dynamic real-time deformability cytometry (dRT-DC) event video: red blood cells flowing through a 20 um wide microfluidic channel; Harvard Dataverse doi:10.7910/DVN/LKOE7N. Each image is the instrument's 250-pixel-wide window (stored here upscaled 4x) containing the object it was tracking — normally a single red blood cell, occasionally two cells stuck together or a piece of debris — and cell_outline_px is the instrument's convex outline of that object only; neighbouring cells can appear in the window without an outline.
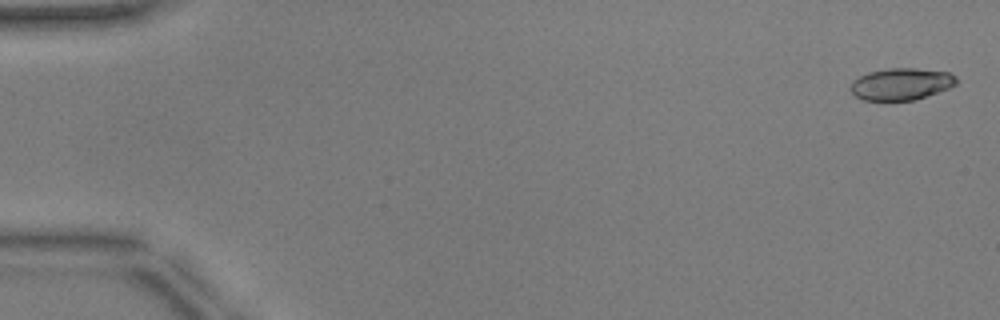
{"species": "common noctule bat (a hibernating species)", "species_latin": "Nyctalus noctula", "temperature_condition": "warm", "stored_images_in_passage": 52, "camera_frame_rate_fps": 3000, "um_per_image_px": 0.085, "animal": {"sex": "male", "body_mass_g": 17.9, "forearm_length_mm": 54.2}, "frame": {"image": 1, "passage_image": 2, "time_ms": 0.333, "image_size_px": [1000, 320], "cell_outline_px": [[956, 84], [948, 88], [912, 100], [864, 100], [856, 96], [852, 92], [852, 80], [868, 72], [888, 68], [916, 68], [948, 72], [956, 76]], "centroid_in_image_um": [76.59, 7.12], "position_along_channel_um": 8.4, "area_um2": 19.36}}
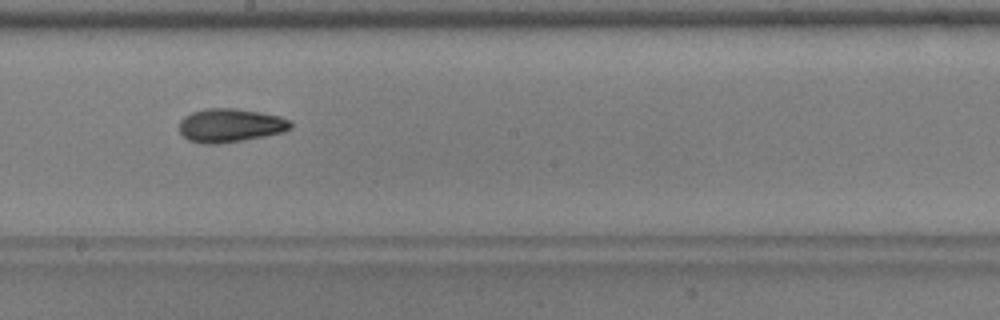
{"frame": {"image": 2, "passage_image": 30, "time_ms": 9.667, "image_size_px": [1000, 320], "cell_outline_px": [[292, 128], [284, 132], [244, 140], [216, 144], [200, 144], [188, 140], [180, 132], [180, 120], [184, 116], [192, 112], [204, 108], [232, 108], [260, 112], [280, 116], [288, 120], [292, 124]], "centroid_in_image_um": [19.56, 10.66], "position_along_channel_um": 228.6, "area_um2": 21.91}}
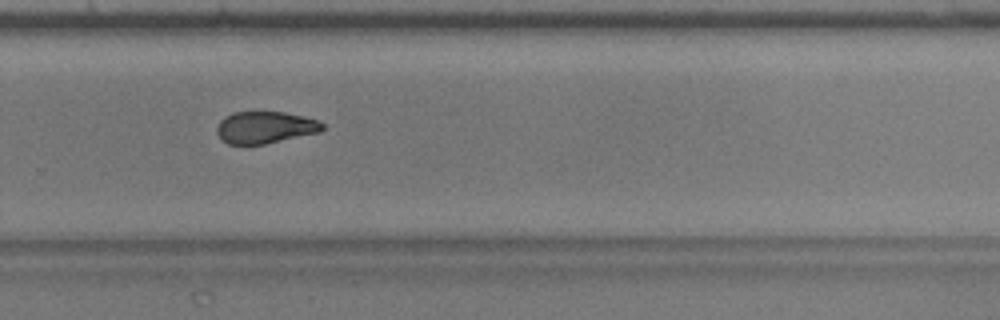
{"frame": {"image": 3, "passage_image": 36, "time_ms": 11.667, "image_size_px": [1000, 320], "cell_outline_px": [[324, 128], [320, 132], [264, 144], [228, 144], [216, 132], [216, 128], [220, 120], [224, 116], [232, 112], [284, 112], [304, 116], [316, 120], [324, 124]], "centroid_in_image_um": [22.53, 10.82], "position_along_channel_um": 307.3, "area_um2": 19.59}, "authors_computed_cell_mechanics": {"area_um2": 20.9236, "velocity_mm_per_s": 3.9439, "shape_relaxation_time_tau1_ms": 4.6188, "shape_relaxation_time_tau2_ms": 3.0916, "deformation_change_tau1": 0.1397, "deformation_change_tau2": 0.0906}}